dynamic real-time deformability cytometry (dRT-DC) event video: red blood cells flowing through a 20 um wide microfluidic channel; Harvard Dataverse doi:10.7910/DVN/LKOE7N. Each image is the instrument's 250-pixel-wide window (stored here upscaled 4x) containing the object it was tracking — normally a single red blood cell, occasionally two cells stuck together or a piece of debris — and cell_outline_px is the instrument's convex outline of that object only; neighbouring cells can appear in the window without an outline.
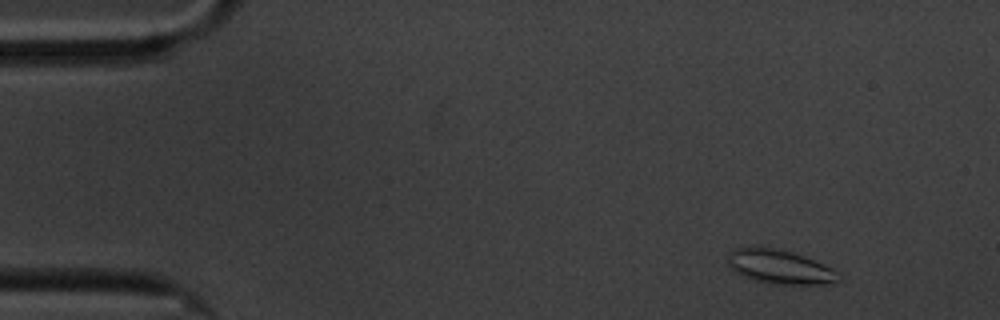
{"species": "common noctule bat (a hibernating species)", "species_latin": "Nyctalus noctula", "temperature_condition": "cold", "stored_images_in_passage": 59, "camera_frame_rate_fps": 3000, "um_per_image_px": 0.085, "animal": {"sex": "male", "body_mass_g": 20.1, "forearm_length_mm": 53.5}, "frame": {"image": 1, "passage_image": 5, "time_ms": 1.333, "image_size_px": [1000, 320], "cell_outline_px": [[844, 276], [840, 280], [824, 284], [776, 284], [756, 280], [744, 276], [728, 268], [728, 252], [732, 248], [772, 248], [792, 252], [804, 256], [832, 268]], "centroid_in_image_um": [66.29, 22.69], "position_along_channel_um": 18.7, "area_um2": 21.79}}
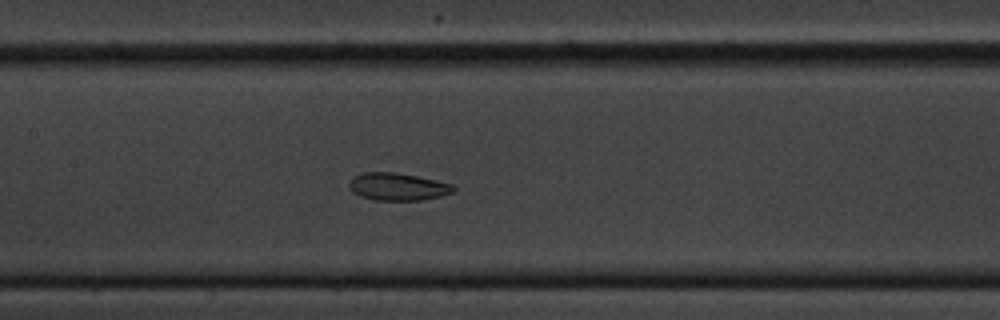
{"frame": {"image": 2, "passage_image": 27, "time_ms": 8.667, "image_size_px": [1000, 320], "cell_outline_px": [[456, 188], [452, 192], [440, 196], [424, 200], [376, 200], [360, 196], [352, 192], [348, 184], [352, 176], [364, 172], [396, 172], [436, 180], [452, 184]], "centroid_in_image_um": [33.78, 15.86], "position_along_channel_um": 173.6, "area_um2": 16.76}}
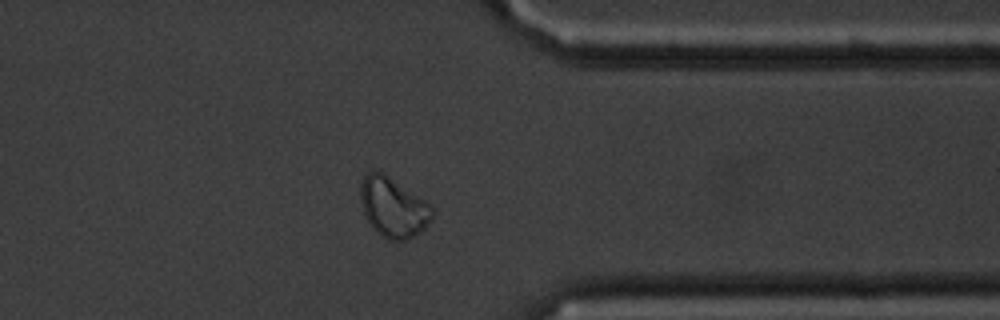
{"frame": {"image": 3, "passage_image": 46, "time_ms": 15.0, "image_size_px": [1000, 320], "cell_outline_px": [[432, 220], [420, 232], [408, 240], [388, 240], [376, 232], [372, 228], [364, 212], [360, 200], [360, 184], [364, 176], [372, 168], [376, 168], [384, 172], [424, 200], [432, 208]], "centroid_in_image_um": [33.39, 17.6], "position_along_channel_um": 378.0, "area_um2": 25.14}, "authors_computed_cell_mechanics": {"area_um2": 19.8254, "velocity_mm_per_s": 3.3301, "shape_relaxation_time_tau1_ms": null, "shape_relaxation_time_tau2_ms": 4.6864, "deformation_change_tau1": null, "deformation_change_tau2": 0.1004}}